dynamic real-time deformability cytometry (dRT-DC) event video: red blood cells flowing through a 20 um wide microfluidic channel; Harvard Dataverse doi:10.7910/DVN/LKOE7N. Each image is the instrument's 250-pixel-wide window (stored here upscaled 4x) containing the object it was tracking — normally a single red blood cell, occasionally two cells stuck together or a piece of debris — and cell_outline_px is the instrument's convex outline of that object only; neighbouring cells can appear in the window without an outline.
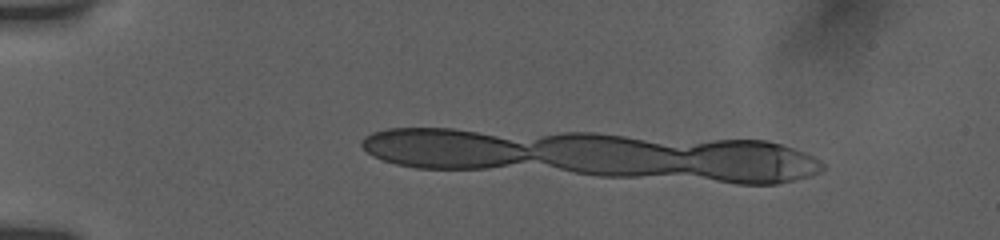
{"species": "human", "species_latin": "Homo sapiens", "temperature_condition": "room temperature", "stored_images_in_passage": 4, "segment_of_instrument_passage": [2, 2], "camera_frame_rate_fps": 3000, "um_per_image_px": 0.085, "donor": {"sex": "female"}, "frame": {"image": 1, "passage_image": 4, "time_ms": 1.0, "image_size_px": [1000, 240], "cell_outline_px": [[772, 144], [684, 168], [668, 168], [616, 140], [752, 140]], "centroid_in_image_um": [58.65, 12.78], "position_along_channel_um": 26.3, "area_um2": 18.38}}